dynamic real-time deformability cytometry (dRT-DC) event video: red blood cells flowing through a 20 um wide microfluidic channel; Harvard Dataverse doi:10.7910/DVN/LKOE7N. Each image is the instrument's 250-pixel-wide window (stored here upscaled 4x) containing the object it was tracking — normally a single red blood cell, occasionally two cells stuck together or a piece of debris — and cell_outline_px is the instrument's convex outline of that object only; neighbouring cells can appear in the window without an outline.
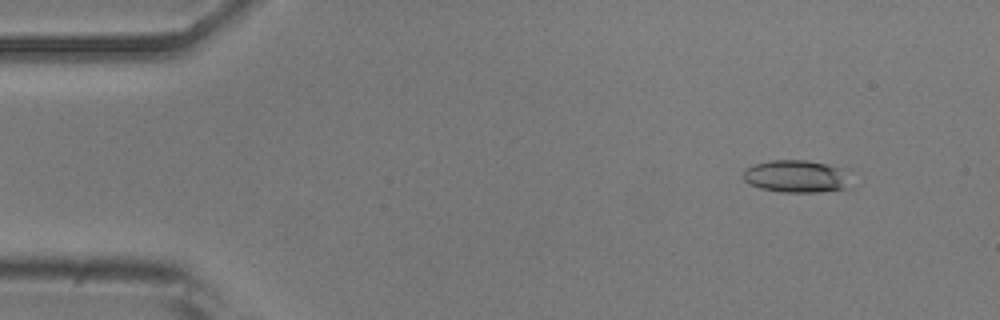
{"species": "common noctule bat (a hibernating species)", "species_latin": "Nyctalus noctula", "temperature_condition": "room temperature", "stored_images_in_passage": 5, "camera_frame_rate_fps": 3000, "um_per_image_px": 0.085, "animal": {"sex": "male", "body_mass_g": 20.5, "forearm_length_mm": 52.5}, "frame": {"image": 1, "passage_image": 2, "time_ms": 0.333, "image_size_px": [1000, 320], "cell_outline_px": [[848, 188], [816, 192], [780, 192], [760, 188], [744, 180], [744, 168], [756, 164], [772, 160], [808, 160], [828, 164], [840, 168]], "centroid_in_image_um": [67.6, 14.98], "position_along_channel_um": 17.4, "area_um2": 19.77}}
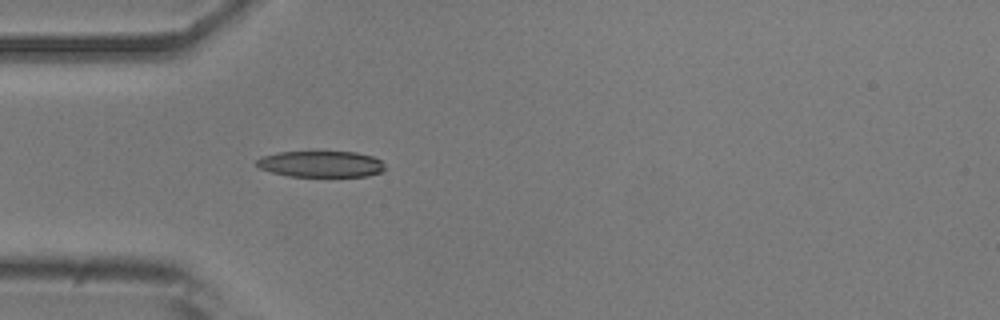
{"frame": {"image": 2, "passage_image": 5, "time_ms": 1.333, "image_size_px": [1000, 320], "cell_outline_px": [[384, 168], [380, 172], [368, 176], [288, 176], [272, 172], [260, 168], [256, 164], [256, 160], [260, 156], [276, 152], [356, 152], [372, 156], [380, 160], [384, 164]], "centroid_in_image_um": [27.25, 13.94], "position_along_channel_um": 57.8, "area_um2": 19.54}}